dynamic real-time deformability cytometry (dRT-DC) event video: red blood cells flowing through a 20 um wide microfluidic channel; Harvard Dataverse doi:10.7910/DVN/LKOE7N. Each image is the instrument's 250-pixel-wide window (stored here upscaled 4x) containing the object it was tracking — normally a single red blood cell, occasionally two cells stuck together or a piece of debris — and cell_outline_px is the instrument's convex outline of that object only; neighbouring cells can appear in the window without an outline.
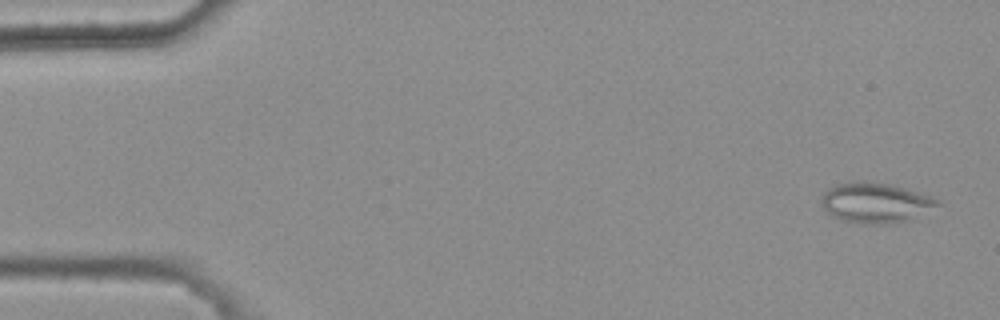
{"species": "common noctule bat (a hibernating species)", "species_latin": "Nyctalus noctula", "temperature_condition": "warm", "stored_images_in_passage": 4, "camera_frame_rate_fps": 3000, "um_per_image_px": 0.085, "animal": {"sex": "female", "body_mass_g": 25.1}, "frame": {"image": 1, "passage_image": 1, "time_ms": 0.0, "image_size_px": [1000, 320], "cell_outline_px": [[940, 204], [904, 220], [888, 224], [864, 224], [840, 220], [832, 216], [820, 204], [824, 192], [828, 188], [836, 184], [856, 180], [872, 180], [920, 192], [932, 196], [940, 200]], "centroid_in_image_um": [74.34, 17.2], "position_along_channel_um": 10.7, "area_um2": 27.11}}